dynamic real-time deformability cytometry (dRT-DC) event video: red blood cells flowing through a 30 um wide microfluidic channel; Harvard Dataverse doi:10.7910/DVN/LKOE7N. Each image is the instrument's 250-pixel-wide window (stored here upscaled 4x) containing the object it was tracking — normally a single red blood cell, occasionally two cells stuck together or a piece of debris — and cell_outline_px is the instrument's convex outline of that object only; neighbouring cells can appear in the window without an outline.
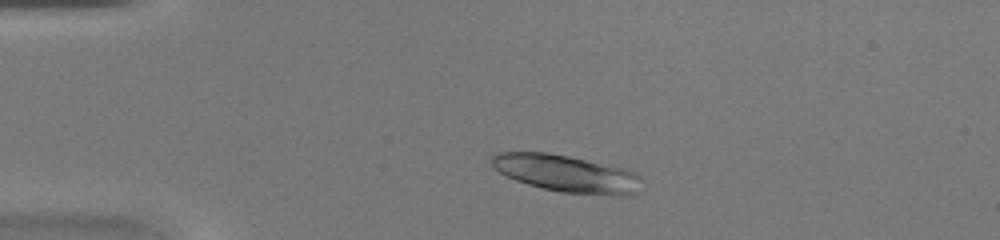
{"species": "common noctule bat (a hibernating species)", "species_latin": "Nyctalus noctula", "temperature_condition": "warm", "stored_images_in_passage": 41, "camera_frame_rate_fps": 3000, "um_per_image_px": 0.085, "animal": {"sex": "female", "body_mass_g": 20.0, "forearm_length_mm": 54.0}, "frame": {"image": 1, "passage_image": 6, "time_ms": 1.667, "image_size_px": [1000, 240], "cell_outline_px": [[640, 176], [636, 192], [628, 196], [620, 196], [560, 192], [528, 184], [516, 180], [492, 168], [492, 156], [500, 152], [548, 152], [628, 168], [636, 172]], "centroid_in_image_um": [48.18, 14.74], "position_along_channel_um": 36.8, "area_um2": 32.43}}